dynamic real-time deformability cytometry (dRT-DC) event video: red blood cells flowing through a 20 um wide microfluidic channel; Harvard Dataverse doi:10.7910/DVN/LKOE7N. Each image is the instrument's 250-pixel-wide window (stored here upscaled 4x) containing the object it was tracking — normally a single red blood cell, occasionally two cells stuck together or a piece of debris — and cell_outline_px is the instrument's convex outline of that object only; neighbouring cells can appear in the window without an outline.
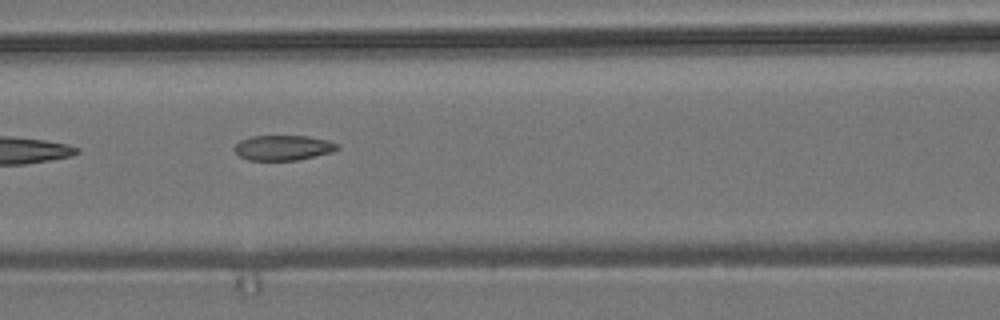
{"species": "common noctule bat (a hibernating species)", "species_latin": "Nyctalus noctula", "temperature_condition": "room temperature", "stored_images_in_passage": 8, "camera_frame_rate_fps": 3000, "um_per_image_px": 0.085, "animal": {"sex": "male", "body_mass_g": 19.2, "forearm_length_mm": 51.8}, "frame": {"image": 1, "passage_image": 7, "time_ms": 7.0, "image_size_px": [1000, 320], "cell_outline_px": [[340, 148], [332, 152], [316, 156], [296, 160], [248, 160], [240, 156], [232, 148], [240, 140], [252, 136], [308, 136], [328, 140], [340, 144]], "centroid_in_image_um": [24.09, 12.55], "position_along_channel_um": 142.5, "area_um2": 15.14}}
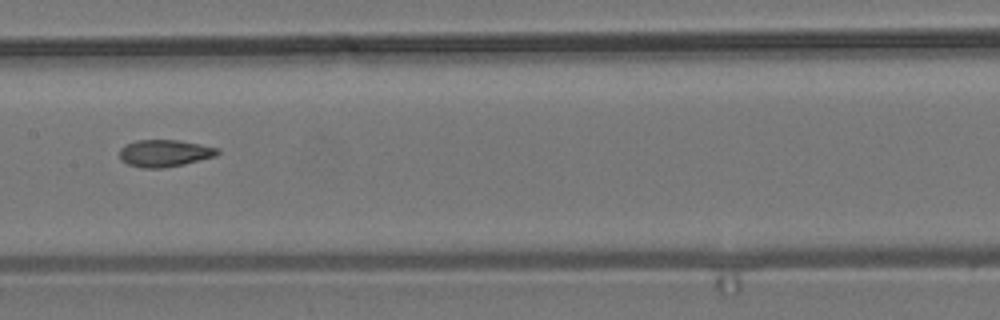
{"frame": {"image": 2, "passage_image": 8, "time_ms": 8.333, "image_size_px": [1000, 320], "cell_outline_px": [[220, 152], [216, 156], [184, 164], [164, 168], [140, 168], [128, 164], [120, 160], [120, 148], [136, 140], [180, 140], [220, 148]], "centroid_in_image_um": [14.01, 13.02], "position_along_channel_um": 193.4, "area_um2": 15.55}}